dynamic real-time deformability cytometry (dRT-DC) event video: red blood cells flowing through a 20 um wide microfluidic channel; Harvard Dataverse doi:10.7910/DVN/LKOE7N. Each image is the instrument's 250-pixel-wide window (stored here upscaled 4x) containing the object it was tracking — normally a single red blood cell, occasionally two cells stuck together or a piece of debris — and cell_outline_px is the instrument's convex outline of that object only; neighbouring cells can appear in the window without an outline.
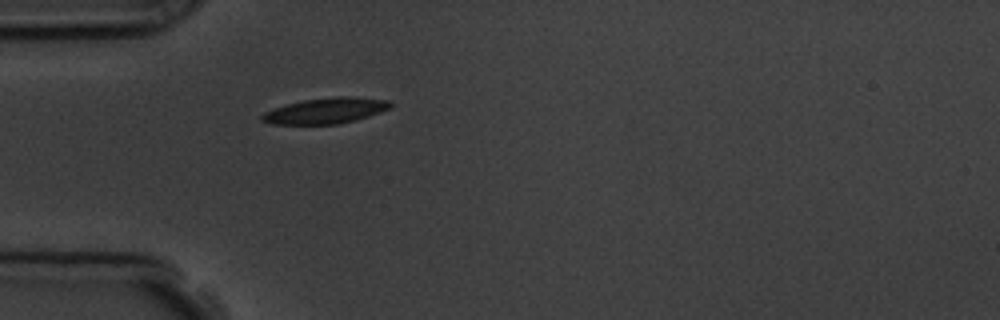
{"species": "common noctule bat (a hibernating species)", "species_latin": "Nyctalus noctula", "temperature_condition": "room temperature", "stored_images_in_passage": 1, "camera_frame_rate_fps": 3000, "um_per_image_px": 0.085, "animal": {"sex": "male", "body_mass_g": 19.5, "forearm_length_mm": 54.6}, "frame": {"image": 1, "passage_image": 1, "time_ms": 0.0, "image_size_px": [1000, 320], "cell_outline_px": [[392, 108], [356, 120], [336, 124], [272, 124], [260, 120], [260, 116], [264, 112], [288, 104], [304, 100], [336, 96], [352, 96], [388, 100], [392, 104]], "centroid_in_image_um": [27.71, 9.41], "position_along_channel_um": 57.3, "area_um2": 19.19}}